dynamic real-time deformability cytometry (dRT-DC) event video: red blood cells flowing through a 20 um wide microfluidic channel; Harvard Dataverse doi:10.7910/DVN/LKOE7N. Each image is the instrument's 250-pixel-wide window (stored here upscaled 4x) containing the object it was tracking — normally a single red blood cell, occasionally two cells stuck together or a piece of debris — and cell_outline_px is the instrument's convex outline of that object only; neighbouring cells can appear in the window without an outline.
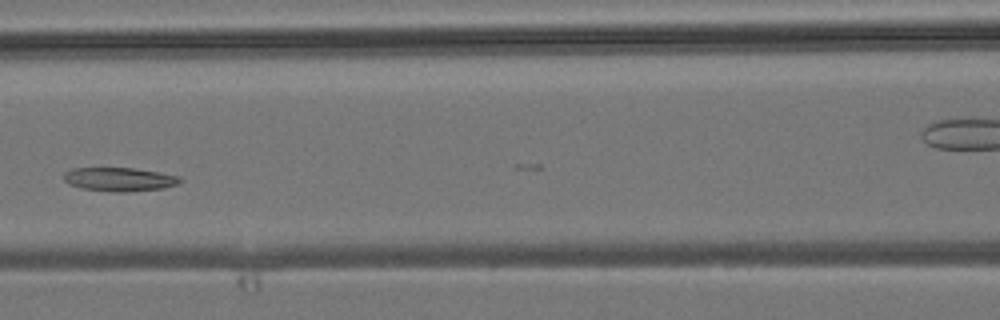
{"species": "common noctule bat (a hibernating species)", "species_latin": "Nyctalus noctula", "temperature_condition": "room temperature", "stored_images_in_passage": 9, "camera_frame_rate_fps": 3000, "um_per_image_px": 0.085, "animal": {"sex": "male", "body_mass_g": 19.2, "forearm_length_mm": 51.8}, "frame": {"image": 1, "passage_image": 5, "time_ms": 4.667, "image_size_px": [1000, 320], "cell_outline_px": [[184, 180], [176, 184], [164, 188], [124, 192], [116, 192], [84, 188], [68, 184], [64, 180], [64, 172], [72, 168], [132, 168], [160, 172], [180, 176]], "centroid_in_image_um": [10.17, 15.23], "position_along_channel_um": 156.4, "area_um2": 16.01}}
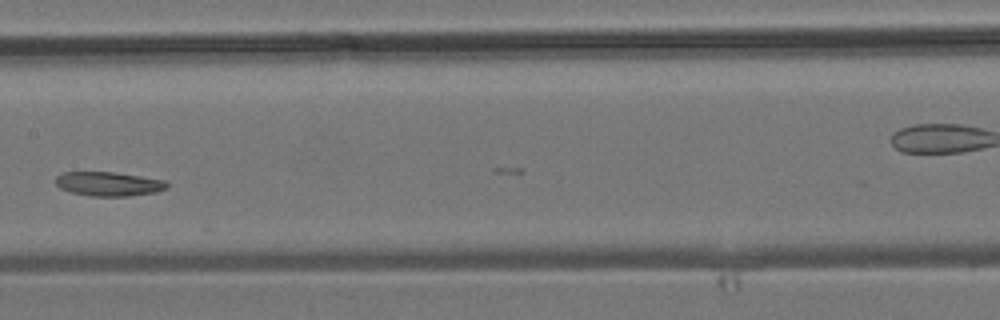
{"frame": {"image": 2, "passage_image": 6, "time_ms": 5.667, "image_size_px": [1000, 320], "cell_outline_px": [[168, 188], [156, 192], [128, 196], [92, 196], [72, 192], [60, 188], [56, 184], [56, 176], [64, 172], [116, 172], [164, 180], [168, 184]], "centroid_in_image_um": [9.25, 15.63], "position_along_channel_um": 198.2, "area_um2": 15.61}}
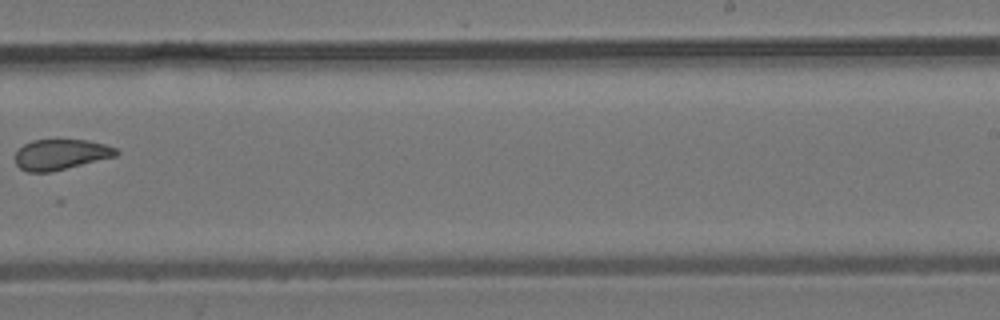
{"frame": {"image": 3, "passage_image": 9, "time_ms": 9.333, "image_size_px": [1000, 320], "cell_outline_px": [[120, 152], [116, 156], [52, 172], [28, 172], [20, 168], [16, 164], [16, 152], [24, 144], [32, 140], [88, 140], [104, 144], [116, 148]], "centroid_in_image_um": [5.18, 13.13], "position_along_channel_um": 283.8, "area_um2": 17.92}}